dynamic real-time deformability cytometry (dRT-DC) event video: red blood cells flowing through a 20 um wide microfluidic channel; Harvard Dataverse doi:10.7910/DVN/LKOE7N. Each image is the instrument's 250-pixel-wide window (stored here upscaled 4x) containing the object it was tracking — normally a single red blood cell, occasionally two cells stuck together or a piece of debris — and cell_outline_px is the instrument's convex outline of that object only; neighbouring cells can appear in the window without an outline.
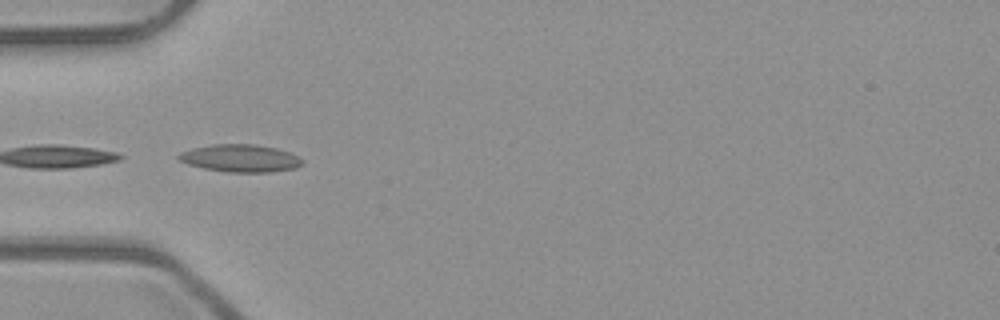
{"species": "common noctule bat (a hibernating species)", "species_latin": "Nyctalus noctula", "temperature_condition": "room temperature", "stored_images_in_passage": 8, "camera_frame_rate_fps": 3000, "um_per_image_px": 0.085, "animal": {"sex": "male", "body_mass_g": 23.1, "forearm_length_mm": 52.7}, "frame": {"image": 1, "passage_image": 5, "time_ms": 1.333, "image_size_px": [1000, 320], "cell_outline_px": [[304, 164], [296, 168], [268, 172], [228, 172], [204, 168], [188, 164], [180, 160], [176, 156], [180, 152], [212, 144], [256, 144], [276, 148], [288, 152], [304, 160]], "centroid_in_image_um": [20.45, 13.45], "position_along_channel_um": 64.5, "area_um2": 19.71}}
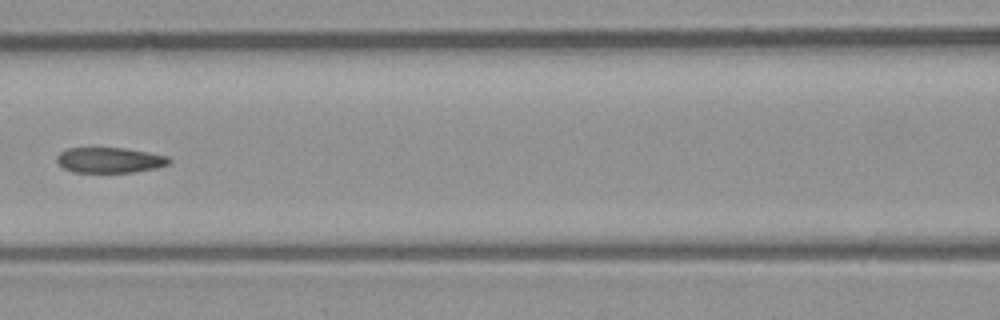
{"frame": {"image": 2, "passage_image": 7, "time_ms": 2.0, "image_size_px": [1000, 320], "cell_outline_px": [[172, 160], [168, 164], [156, 168], [132, 172], [72, 172], [64, 168], [56, 160], [56, 156], [60, 152], [68, 148], [124, 148], [168, 156]], "centroid_in_image_um": [9.31, 13.61], "position_along_channel_um": 157.3, "area_um2": 16.53}}
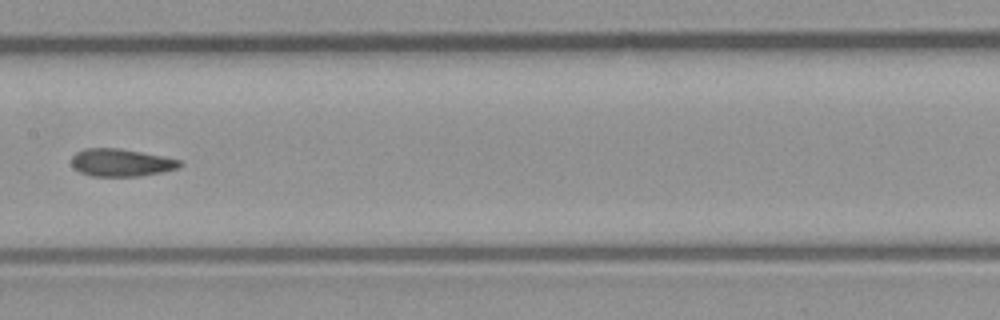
{"frame": {"image": 3, "passage_image": 8, "time_ms": 2.333, "image_size_px": [1000, 320], "cell_outline_px": [[184, 164], [180, 168], [140, 176], [92, 176], [80, 172], [72, 164], [72, 156], [76, 152], [84, 148], [120, 148], [164, 156], [180, 160]], "centroid_in_image_um": [10.33, 13.81], "position_along_channel_um": 197.1, "area_um2": 17.46}}